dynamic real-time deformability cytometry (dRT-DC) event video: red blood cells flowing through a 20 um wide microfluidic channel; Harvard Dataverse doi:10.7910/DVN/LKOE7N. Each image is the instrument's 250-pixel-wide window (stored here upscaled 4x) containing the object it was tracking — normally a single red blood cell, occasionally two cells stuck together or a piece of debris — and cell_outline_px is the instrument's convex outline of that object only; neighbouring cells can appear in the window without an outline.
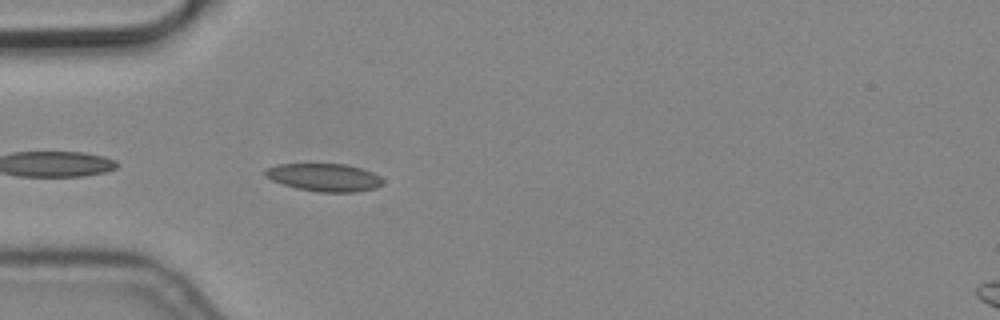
{"species": "common noctule bat (a hibernating species)", "species_latin": "Nyctalus noctula", "temperature_condition": "cold", "stored_images_in_passage": 5, "camera_frame_rate_fps": 3000, "um_per_image_px": 0.085, "animal": {"sex": "male", "body_mass_g": 19.2, "forearm_length_mm": 51.8}, "frame": {"image": 1, "passage_image": 5, "time_ms": 1.333, "image_size_px": [1000, 320], "cell_outline_px": [[384, 184], [376, 188], [356, 192], [320, 192], [296, 188], [272, 180], [264, 176], [264, 168], [276, 164], [348, 164], [372, 172], [380, 176], [384, 180]], "centroid_in_image_um": [27.57, 15.07], "position_along_channel_um": 57.4, "area_um2": 19.25}}